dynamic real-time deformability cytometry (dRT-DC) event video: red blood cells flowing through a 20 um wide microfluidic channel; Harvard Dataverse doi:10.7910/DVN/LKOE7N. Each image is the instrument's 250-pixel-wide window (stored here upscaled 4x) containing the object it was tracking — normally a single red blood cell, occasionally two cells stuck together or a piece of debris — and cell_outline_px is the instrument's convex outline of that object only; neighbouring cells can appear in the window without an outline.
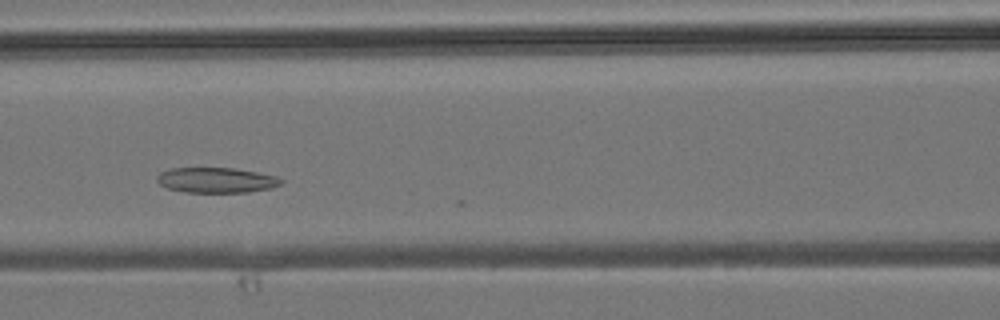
{"species": "common noctule bat (a hibernating species)", "species_latin": "Nyctalus noctula", "temperature_condition": "room temperature", "stored_images_in_passage": 12, "camera_frame_rate_fps": 3000, "um_per_image_px": 0.085, "animal": {"sex": "male", "body_mass_g": 19.2, "forearm_length_mm": 51.8}, "frame": {"image": 1, "passage_image": 11, "time_ms": 3.333, "image_size_px": [1000, 320], "cell_outline_px": [[284, 180], [280, 184], [272, 188], [248, 192], [184, 192], [168, 188], [160, 184], [156, 180], [156, 176], [160, 172], [172, 168], [232, 168], [256, 172], [276, 176]], "centroid_in_image_um": [18.38, 15.31], "position_along_channel_um": 148.2, "area_um2": 18.21}}